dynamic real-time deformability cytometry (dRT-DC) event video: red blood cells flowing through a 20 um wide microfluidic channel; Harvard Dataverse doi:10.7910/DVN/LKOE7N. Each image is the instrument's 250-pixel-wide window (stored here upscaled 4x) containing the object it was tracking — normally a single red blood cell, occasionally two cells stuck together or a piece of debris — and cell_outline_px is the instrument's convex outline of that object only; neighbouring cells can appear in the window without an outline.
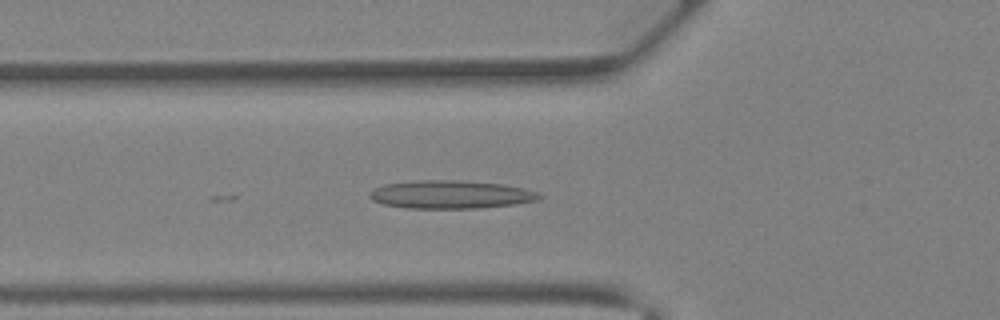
{"species": "Egyptian fruit bat (a non-hibernating species)", "species_latin": "Rousettus aegyptiacus", "temperature_condition": "warm", "stored_images_in_passage": 21, "camera_frame_rate_fps": 3000, "um_per_image_px": 0.085, "animal": {"sex": "female"}, "frame": {"image": 1, "passage_image": 10, "time_ms": 3.0, "image_size_px": [1000, 320], "cell_outline_px": [[544, 196], [536, 200], [516, 204], [480, 208], [408, 208], [380, 204], [372, 200], [368, 196], [368, 192], [372, 188], [384, 184], [420, 180], [460, 180], [504, 184], [524, 188], [536, 192]], "centroid_in_image_um": [38.26, 16.53], "position_along_channel_um": 87.5, "area_um2": 28.09}}
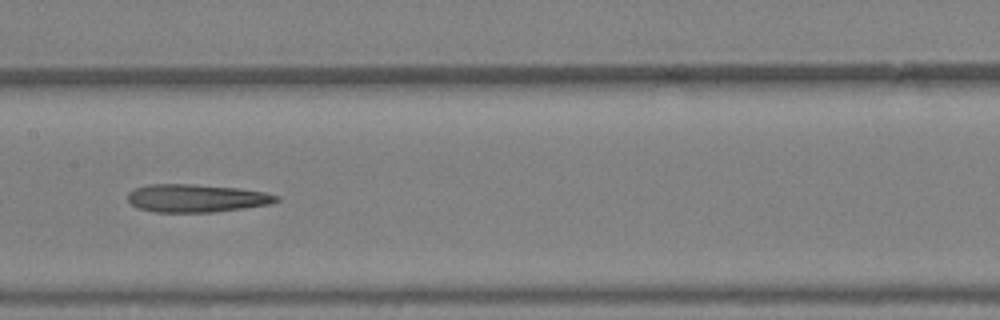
{"frame": {"image": 2, "passage_image": 16, "time_ms": 5.0, "image_size_px": [1000, 320], "cell_outline_px": [[280, 200], [268, 204], [212, 212], [156, 212], [140, 208], [132, 204], [128, 200], [128, 192], [136, 188], [148, 184], [192, 184], [240, 188], [264, 192], [280, 196]], "centroid_in_image_um": [16.69, 16.83], "position_along_channel_um": 190.7, "area_um2": 23.99}}
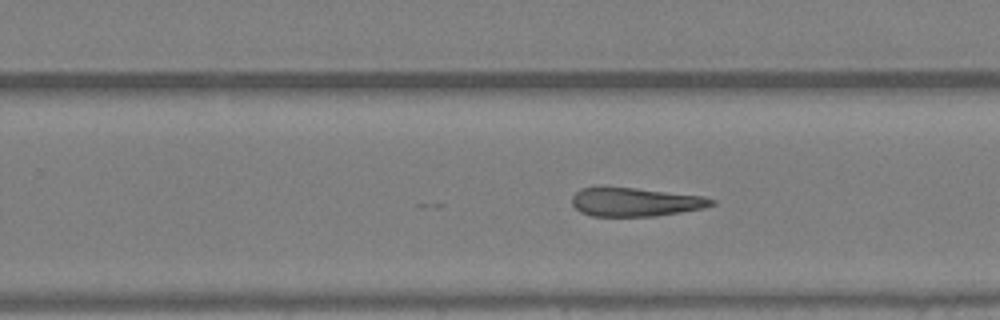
{"frame": {"image": 3, "passage_image": 21, "time_ms": 6.667, "image_size_px": [1000, 320], "cell_outline_px": [[716, 204], [704, 208], [656, 216], [592, 216], [580, 212], [572, 204], [572, 196], [580, 188], [636, 188], [704, 196], [716, 200]], "centroid_in_image_um": [54.04, 17.18], "position_along_channel_um": 275.8, "area_um2": 23.18}}